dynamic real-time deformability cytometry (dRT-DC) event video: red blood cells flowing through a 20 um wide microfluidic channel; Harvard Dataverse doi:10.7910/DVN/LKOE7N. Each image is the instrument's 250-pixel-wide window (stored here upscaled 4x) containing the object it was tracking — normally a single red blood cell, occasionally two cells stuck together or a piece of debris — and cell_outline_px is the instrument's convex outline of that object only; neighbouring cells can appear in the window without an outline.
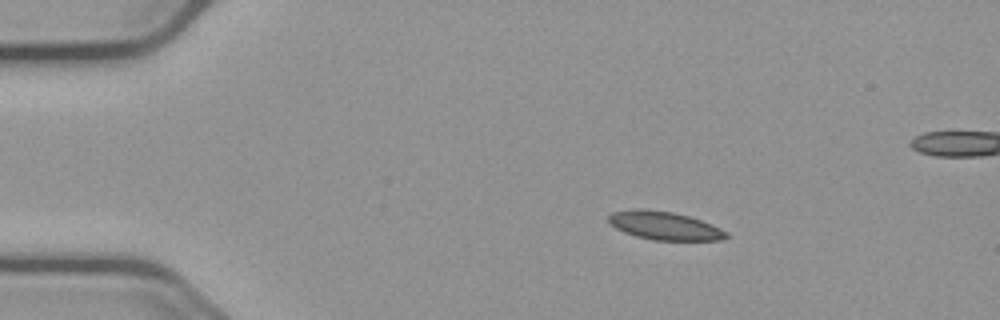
{"species": "common noctule bat (a hibernating species)", "species_latin": "Nyctalus noctula", "temperature_condition": "cold", "stored_images_in_passage": 48, "segment_of_instrument_passage": [1, 2], "camera_frame_rate_fps": 3000, "um_per_image_px": 0.085, "animal": {"sex": "male", "body_mass_g": 23.1, "forearm_length_mm": 52.7}, "frame": {"image": 1, "passage_image": 1, "time_ms": 0.0, "image_size_px": [1000, 320], "cell_outline_px": [[728, 236], [724, 240], [652, 240], [636, 236], [624, 232], [608, 224], [608, 216], [612, 212], [636, 208], [640, 208], [672, 212], [688, 216], [700, 220], [728, 232]], "centroid_in_image_um": [56.43, 19.18], "position_along_channel_um": 28.6, "area_um2": 19.36}}
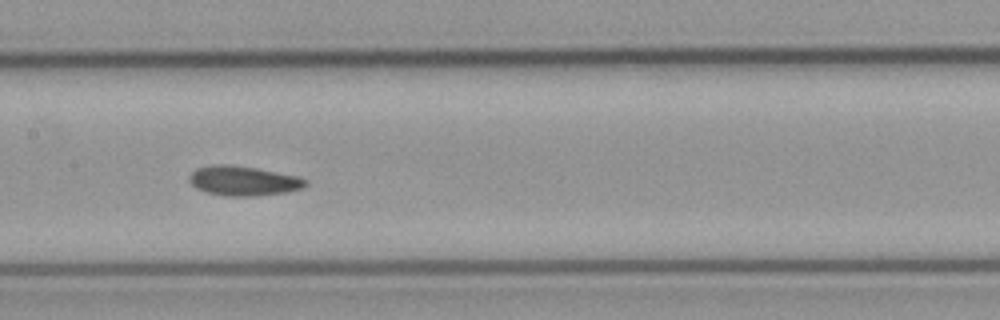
{"frame": {"image": 2, "passage_image": 19, "time_ms": 6.0, "image_size_px": [1000, 320], "cell_outline_px": [[308, 184], [304, 188], [284, 192], [252, 196], [224, 196], [208, 192], [196, 188], [188, 180], [188, 176], [196, 168], [216, 164], [224, 164], [256, 168], [300, 176], [308, 180]], "centroid_in_image_um": [20.71, 15.36], "position_along_channel_um": 186.7, "area_um2": 20.11}}
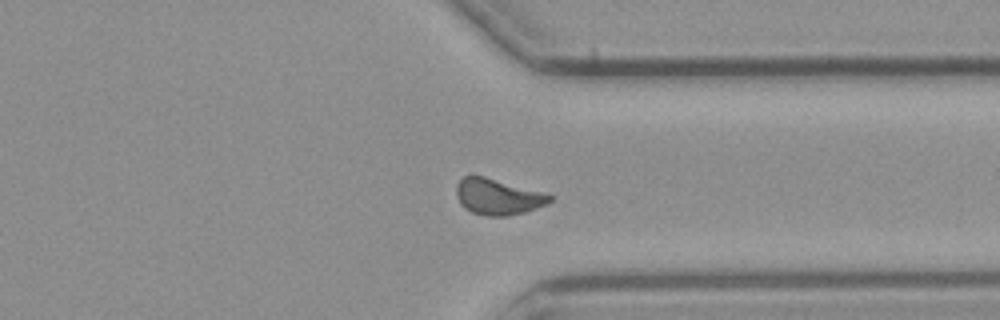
{"frame": {"image": 3, "passage_image": 34, "time_ms": 11.0, "image_size_px": [1000, 320], "cell_outline_px": [[556, 196], [552, 200], [536, 208], [524, 212], [504, 216], [488, 216], [472, 212], [464, 208], [460, 204], [456, 196], [456, 184], [464, 176], [484, 176], [544, 192]], "centroid_in_image_um": [42.31, 16.72], "position_along_channel_um": 369.1, "area_um2": 19.59}}